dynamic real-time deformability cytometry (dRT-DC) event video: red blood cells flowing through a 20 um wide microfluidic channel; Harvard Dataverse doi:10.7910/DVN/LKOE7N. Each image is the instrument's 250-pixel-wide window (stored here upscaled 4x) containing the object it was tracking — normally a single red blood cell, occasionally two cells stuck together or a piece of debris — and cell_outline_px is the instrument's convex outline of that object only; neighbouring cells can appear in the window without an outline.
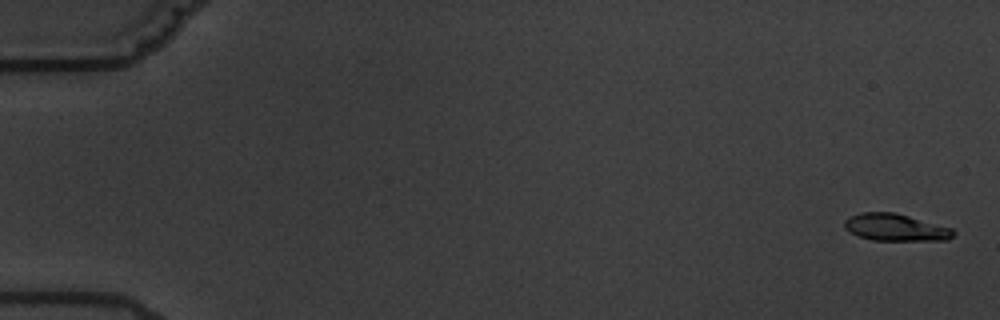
{"species": "common noctule bat (a hibernating species)", "species_latin": "Nyctalus noctula", "temperature_condition": "warm", "stored_images_in_passage": 6, "camera_frame_rate_fps": 3000, "um_per_image_px": 0.085, "animal": {"sex": "male", "body_mass_g": 19.5, "forearm_length_mm": 54.6}, "frame": {"image": 1, "passage_image": 1, "time_ms": 0.0, "image_size_px": [1000, 320], "cell_outline_px": [[956, 232], [948, 240], [872, 240], [860, 236], [844, 228], [844, 220], [860, 212], [896, 212], [952, 228]], "centroid_in_image_um": [76.14, 19.32], "position_along_channel_um": 8.9, "area_um2": 17.11}}